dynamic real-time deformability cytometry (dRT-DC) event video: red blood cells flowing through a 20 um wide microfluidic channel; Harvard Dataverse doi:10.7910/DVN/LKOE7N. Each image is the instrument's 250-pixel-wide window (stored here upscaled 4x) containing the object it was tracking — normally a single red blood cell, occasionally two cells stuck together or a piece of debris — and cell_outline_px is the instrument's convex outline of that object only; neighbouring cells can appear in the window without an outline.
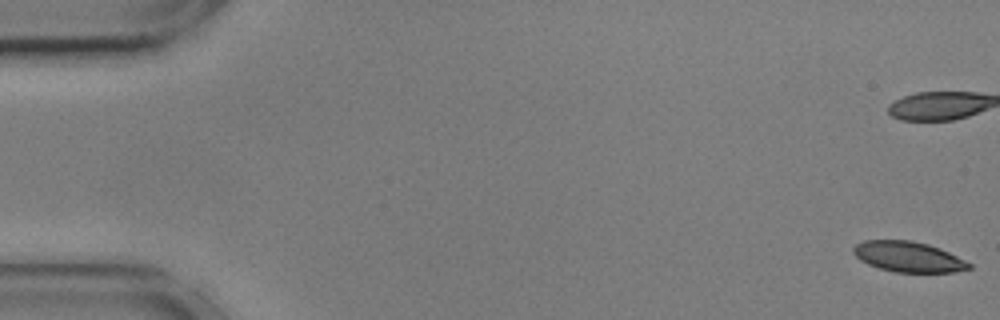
{"species": "common noctule bat (a hibernating species)", "species_latin": "Nyctalus noctula", "temperature_condition": "cold", "stored_images_in_passage": 56, "camera_frame_rate_fps": 3000, "um_per_image_px": 0.085, "animal": {"sex": "male", "body_mass_g": 17.9, "forearm_length_mm": 54.2}, "frame": {"image": 1, "passage_image": 1, "time_ms": 0.0, "image_size_px": [1000, 320], "cell_outline_px": [[972, 268], [952, 272], [896, 272], [880, 268], [868, 264], [860, 260], [852, 252], [852, 248], [856, 244], [864, 240], [912, 240], [928, 244], [940, 248], [972, 264]], "centroid_in_image_um": [77.19, 21.82], "position_along_channel_um": 7.8, "area_um2": 20.46}}